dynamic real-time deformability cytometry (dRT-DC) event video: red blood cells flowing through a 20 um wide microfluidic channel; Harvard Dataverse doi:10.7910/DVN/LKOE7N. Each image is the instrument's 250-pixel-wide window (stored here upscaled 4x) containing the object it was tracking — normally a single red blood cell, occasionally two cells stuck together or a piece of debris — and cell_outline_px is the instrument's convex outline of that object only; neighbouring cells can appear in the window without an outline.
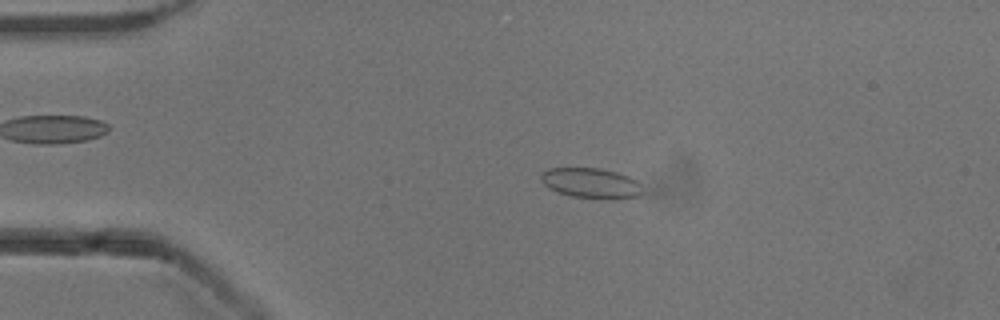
{"species": "common noctule bat (a hibernating species)", "species_latin": "Nyctalus noctula", "temperature_condition": "cold", "stored_images_in_passage": 52, "camera_frame_rate_fps": 3000, "um_per_image_px": 0.085, "animal": {"sex": "male", "body_mass_g": 13.3}, "frame": {"image": 1, "passage_image": 11, "time_ms": 3.333, "image_size_px": [1000, 320], "cell_outline_px": [[644, 192], [640, 196], [616, 200], [604, 200], [572, 196], [556, 192], [548, 188], [540, 180], [540, 172], [548, 168], [600, 168], [616, 172], [628, 176], [636, 180], [640, 184]], "centroid_in_image_um": [50.25, 15.59], "position_along_channel_um": 34.8, "area_um2": 18.44}}
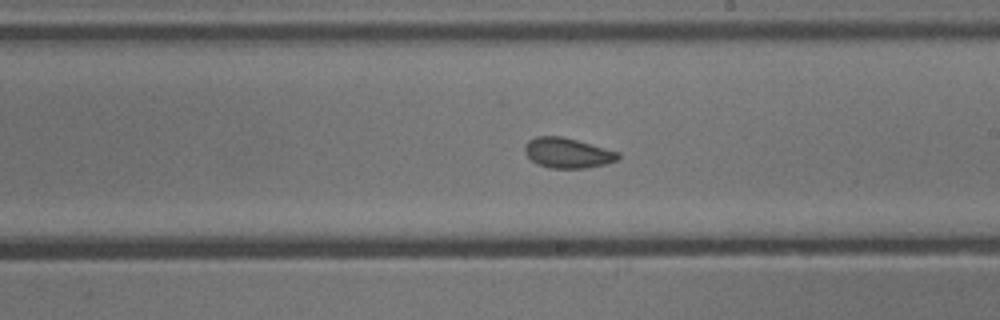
{"frame": {"image": 2, "passage_image": 30, "time_ms": 9.667, "image_size_px": [1000, 320], "cell_outline_px": [[620, 156], [616, 160], [604, 164], [584, 168], [552, 168], [540, 164], [532, 160], [524, 152], [524, 144], [528, 140], [536, 136], [560, 136], [576, 140], [620, 152]], "centroid_in_image_um": [48.22, 12.99], "position_along_channel_um": 240.8, "area_um2": 16.18}}
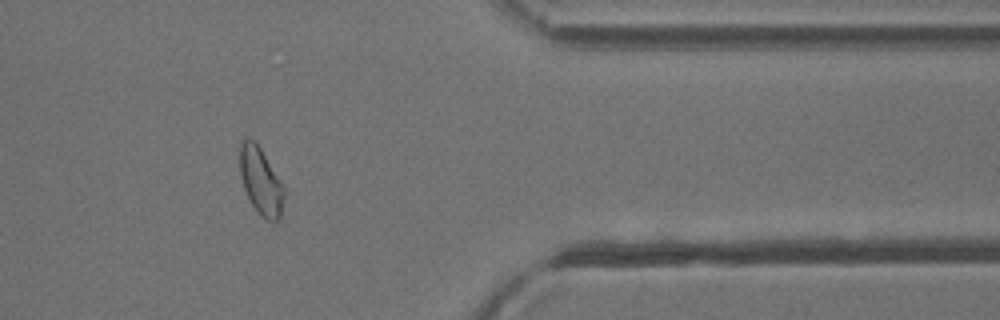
{"frame": {"image": 3, "passage_image": 43, "time_ms": 14.0, "image_size_px": [1000, 320], "cell_outline_px": [[284, 196], [280, 216], [276, 220], [268, 220], [252, 204], [244, 188], [240, 172], [240, 140], [248, 136], [256, 140], [284, 188]], "centroid_in_image_um": [22.14, 15.29], "position_along_channel_um": 389.3, "area_um2": 16.88}, "authors_computed_cell_mechanics": {"area_um2": 17.1088, "velocity_mm_per_s": 3.8935, "shape_relaxation_time_tau1_ms": 3.9428, "shape_relaxation_time_tau2_ms": 2.8979, "deformation_change_tau1": 0.0886, "deformation_change_tau2": 0.0691}}